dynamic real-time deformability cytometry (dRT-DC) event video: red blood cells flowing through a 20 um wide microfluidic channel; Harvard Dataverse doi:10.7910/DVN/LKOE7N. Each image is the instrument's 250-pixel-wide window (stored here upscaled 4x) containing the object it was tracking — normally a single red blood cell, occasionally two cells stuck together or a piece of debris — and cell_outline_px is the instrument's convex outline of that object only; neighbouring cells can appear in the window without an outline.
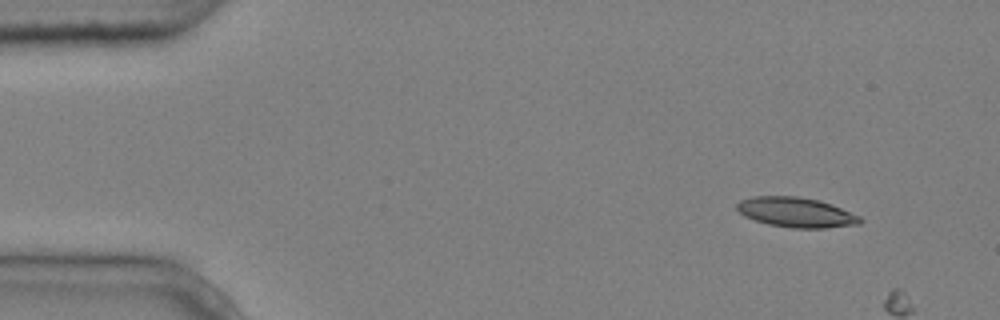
{"species": "common noctule bat (a hibernating species)", "species_latin": "Nyctalus noctula", "temperature_condition": "cold", "stored_images_in_passage": 2, "camera_frame_rate_fps": 3000, "um_per_image_px": 0.085, "animal": {"sex": "male", "body_mass_g": 20.4}, "frame": {"image": 1, "passage_image": 1, "time_ms": 0.0, "image_size_px": [1000, 320], "cell_outline_px": [[864, 220], [860, 224], [828, 228], [792, 228], [768, 224], [744, 216], [736, 208], [736, 204], [740, 200], [752, 196], [796, 196], [820, 200], [832, 204], [860, 216]], "centroid_in_image_um": [67.69, 18.05], "position_along_channel_um": 17.3, "area_um2": 21.62}}